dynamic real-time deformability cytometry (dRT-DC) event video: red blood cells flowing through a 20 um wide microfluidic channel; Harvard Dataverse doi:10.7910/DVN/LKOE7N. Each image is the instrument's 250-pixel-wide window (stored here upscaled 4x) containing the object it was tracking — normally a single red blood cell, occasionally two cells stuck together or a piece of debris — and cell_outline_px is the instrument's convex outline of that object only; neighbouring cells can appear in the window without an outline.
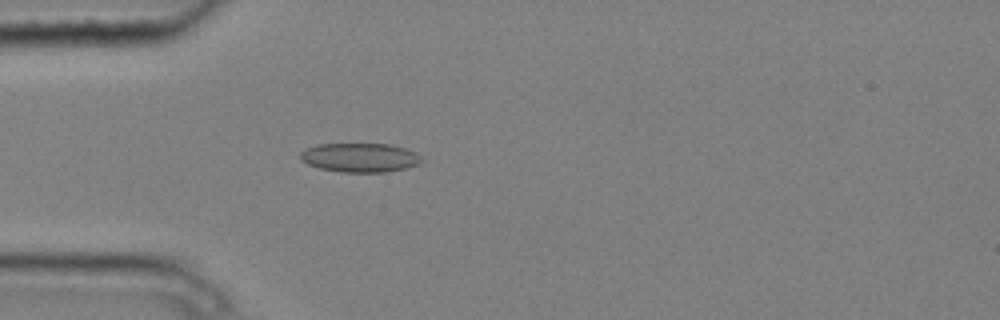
{"species": "common noctule bat (a hibernating species)", "species_latin": "Nyctalus noctula", "temperature_condition": "cold", "stored_images_in_passage": 4, "camera_frame_rate_fps": 3000, "um_per_image_px": 0.085, "animal": {"sex": "male", "body_mass_g": 20.4}, "frame": {"image": 1, "passage_image": 4, "time_ms": 1.0, "image_size_px": [1000, 320], "cell_outline_px": [[424, 160], [420, 164], [408, 168], [388, 172], [340, 172], [320, 168], [308, 164], [300, 160], [300, 152], [304, 148], [316, 144], [388, 144], [404, 148], [416, 152]], "centroid_in_image_um": [30.6, 13.4], "position_along_channel_um": 54.4, "area_um2": 20.81}}